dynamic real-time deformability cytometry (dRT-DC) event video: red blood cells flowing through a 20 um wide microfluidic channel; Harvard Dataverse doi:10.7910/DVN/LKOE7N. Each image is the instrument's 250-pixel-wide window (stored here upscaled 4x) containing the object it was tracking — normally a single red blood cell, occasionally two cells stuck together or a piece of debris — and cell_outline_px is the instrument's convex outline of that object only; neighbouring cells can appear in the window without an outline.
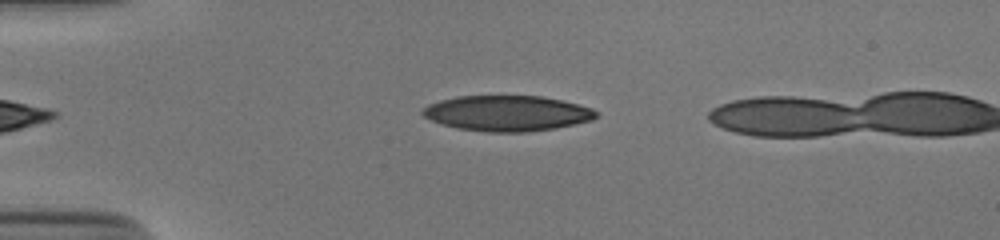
{"species": "human", "species_latin": "Homo sapiens", "temperature_condition": "cold", "stored_images_in_passage": 13, "camera_frame_rate_fps": 3000, "um_per_image_px": 0.085, "donor": {"sex": "male"}, "frame": {"image": 1, "passage_image": 10, "time_ms": 3.0, "image_size_px": [1000, 240], "cell_outline_px": [[600, 116], [592, 120], [556, 128], [528, 132], [488, 132], [456, 128], [440, 124], [424, 116], [420, 112], [428, 104], [440, 100], [456, 96], [540, 96], [580, 104], [592, 108], [600, 112]], "centroid_in_image_um": [43.13, 9.63], "position_along_channel_um": 41.9, "area_um2": 36.18}}